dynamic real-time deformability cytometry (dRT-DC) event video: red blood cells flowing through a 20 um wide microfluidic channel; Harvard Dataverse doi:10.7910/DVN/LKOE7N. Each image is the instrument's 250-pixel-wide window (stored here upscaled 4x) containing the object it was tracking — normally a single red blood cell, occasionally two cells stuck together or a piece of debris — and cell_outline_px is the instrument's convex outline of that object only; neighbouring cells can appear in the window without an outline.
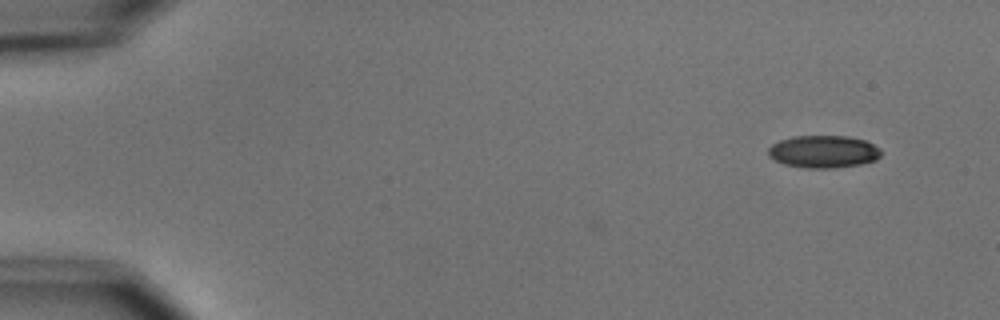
{"species": "common noctule bat (a hibernating species)", "species_latin": "Nyctalus noctula", "temperature_condition": "cold", "stored_images_in_passage": 2, "camera_frame_rate_fps": 3000, "um_per_image_px": 0.085, "animal": {"sex": "male", "body_mass_g": 15.6}, "frame": {"image": 1, "passage_image": 2, "time_ms": 1.333, "image_size_px": [1000, 320], "cell_outline_px": [[880, 156], [876, 160], [860, 164], [832, 168], [808, 168], [784, 164], [768, 156], [768, 148], [772, 144], [780, 140], [792, 136], [848, 136], [864, 140], [880, 148]], "centroid_in_image_um": [69.98, 12.88], "position_along_channel_um": 15.0, "area_um2": 21.27}}